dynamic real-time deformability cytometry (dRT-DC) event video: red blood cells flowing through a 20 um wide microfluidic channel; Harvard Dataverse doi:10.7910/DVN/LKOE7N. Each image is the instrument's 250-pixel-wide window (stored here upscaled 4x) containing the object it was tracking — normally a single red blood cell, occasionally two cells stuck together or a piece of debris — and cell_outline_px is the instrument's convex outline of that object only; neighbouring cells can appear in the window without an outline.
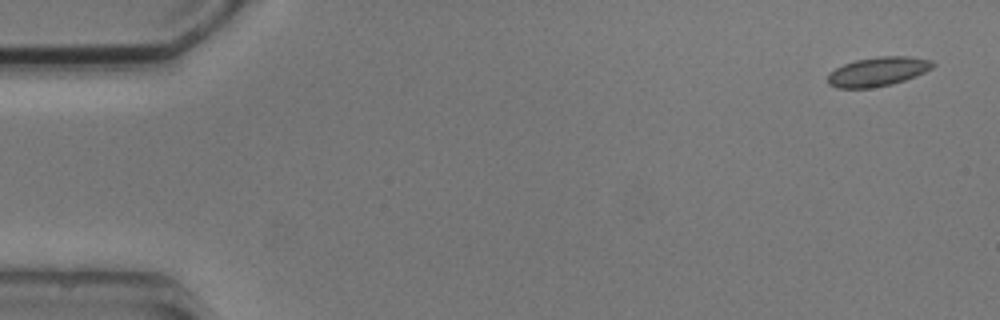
{"species": "common noctule bat (a hibernating species)", "species_latin": "Nyctalus noctula", "temperature_condition": "cold", "stored_images_in_passage": 4, "camera_frame_rate_fps": 3000, "um_per_image_px": 0.085, "animal": {"sex": "male", "body_mass_g": 20.5, "forearm_length_mm": 52.5}, "frame": {"image": 1, "passage_image": 1, "time_ms": 0.0, "image_size_px": [1000, 320], "cell_outline_px": [[936, 64], [932, 68], [916, 76], [892, 84], [868, 88], [836, 88], [828, 84], [828, 72], [844, 64], [856, 60], [880, 56], [908, 56], [932, 60]], "centroid_in_image_um": [74.61, 6.08], "position_along_channel_um": 10.4, "area_um2": 17.86}}